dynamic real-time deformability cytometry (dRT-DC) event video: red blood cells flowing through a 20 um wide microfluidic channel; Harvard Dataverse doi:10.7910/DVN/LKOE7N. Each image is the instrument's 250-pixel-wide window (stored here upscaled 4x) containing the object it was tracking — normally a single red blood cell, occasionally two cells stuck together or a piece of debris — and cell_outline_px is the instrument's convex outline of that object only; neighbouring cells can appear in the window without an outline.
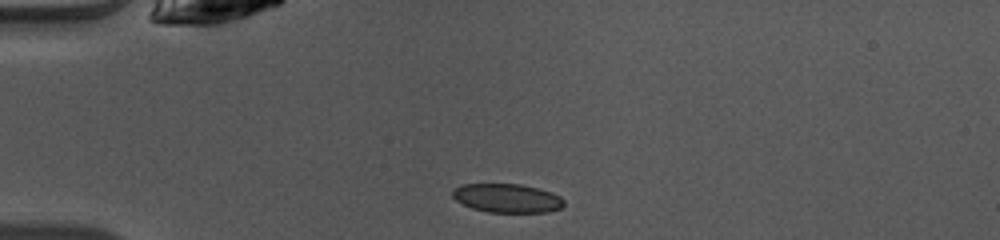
{"species": "common noctule bat (a hibernating species)", "species_latin": "Nyctalus noctula", "temperature_condition": "warm", "stored_images_in_passage": 38, "camera_frame_rate_fps": 3000, "um_per_image_px": 0.085, "animal": {"sex": "female", "body_mass_g": 10.0, "forearm_length_mm": 53.1}, "frame": {"image": 1, "passage_image": 1, "time_ms": 0.0, "image_size_px": [1000, 240], "cell_outline_px": [[564, 204], [560, 208], [548, 212], [488, 212], [472, 208], [456, 200], [452, 196], [452, 192], [460, 184], [520, 184], [552, 192], [560, 196], [564, 200]], "centroid_in_image_um": [43.11, 16.84], "position_along_channel_um": 41.9, "area_um2": 18.61}}
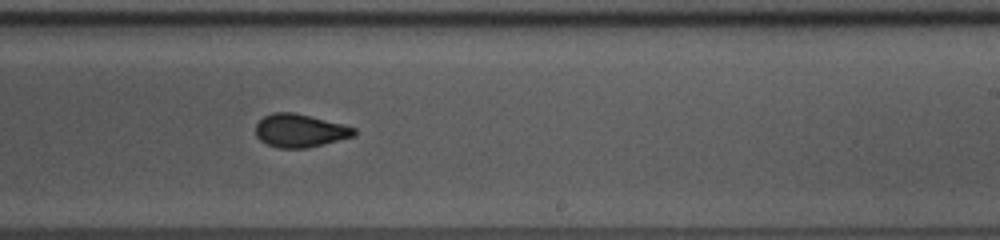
{"frame": {"image": 2, "passage_image": 19, "time_ms": 6.0, "image_size_px": [1000, 240], "cell_outline_px": [[356, 136], [304, 148], [276, 148], [260, 140], [256, 136], [256, 124], [264, 116], [272, 112], [292, 112], [344, 124], [356, 128]], "centroid_in_image_um": [25.49, 11.1], "position_along_channel_um": 263.5, "area_um2": 18.96}}
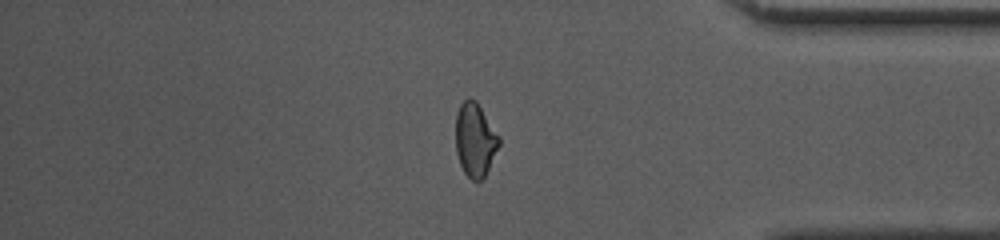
{"frame": {"image": 3, "passage_image": 30, "time_ms": 9.667, "image_size_px": [1000, 240], "cell_outline_px": [[500, 144], [484, 176], [480, 180], [472, 180], [464, 172], [460, 164], [456, 152], [456, 112], [460, 104], [464, 100], [476, 100], [500, 136]], "centroid_in_image_um": [40.38, 11.87], "position_along_channel_um": 394.8, "area_um2": 18.44}, "authors_computed_cell_mechanics": {"area_um2": 19.1318, "velocity_mm_per_s": 4.1014, "shape_relaxation_time_tau1_ms": 3.3681, "shape_relaxation_time_tau2_ms": 0.8091, "deformation_change_tau1": 0.112, "deformation_change_tau2": 0.0559}}